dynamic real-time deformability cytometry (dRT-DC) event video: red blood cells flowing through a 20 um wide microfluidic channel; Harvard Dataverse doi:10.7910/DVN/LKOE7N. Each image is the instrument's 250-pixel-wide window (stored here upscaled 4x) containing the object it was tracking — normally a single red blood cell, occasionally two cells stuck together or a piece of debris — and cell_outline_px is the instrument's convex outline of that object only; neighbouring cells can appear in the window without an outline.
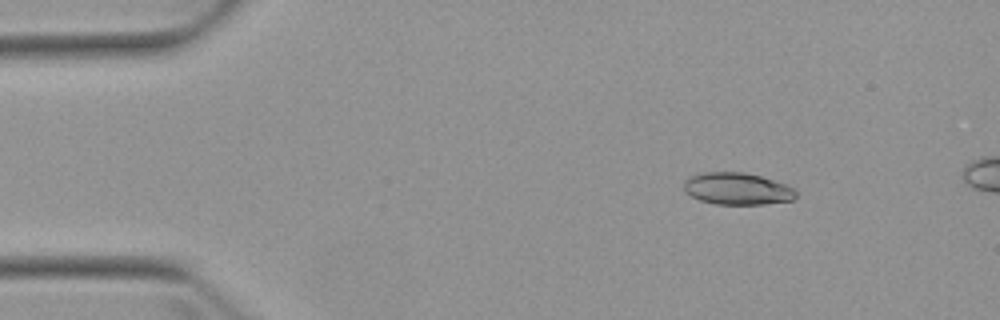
{"species": "Egyptian fruit bat (a non-hibernating species)", "species_latin": "Rousettus aegyptiacus", "temperature_condition": "warm", "stored_images_in_passage": 5, "camera_frame_rate_fps": 3000, "um_per_image_px": 0.085, "animal": {"sex": "female"}, "frame": {"image": 1, "passage_image": 2, "time_ms": 1.333, "image_size_px": [1000, 320], "cell_outline_px": [[796, 200], [764, 204], [716, 204], [700, 200], [684, 192], [684, 180], [692, 176], [704, 172], [744, 172], [760, 176], [788, 184], [796, 188]], "centroid_in_image_um": [62.71, 16.04], "position_along_channel_um": 22.3, "area_um2": 21.1}}